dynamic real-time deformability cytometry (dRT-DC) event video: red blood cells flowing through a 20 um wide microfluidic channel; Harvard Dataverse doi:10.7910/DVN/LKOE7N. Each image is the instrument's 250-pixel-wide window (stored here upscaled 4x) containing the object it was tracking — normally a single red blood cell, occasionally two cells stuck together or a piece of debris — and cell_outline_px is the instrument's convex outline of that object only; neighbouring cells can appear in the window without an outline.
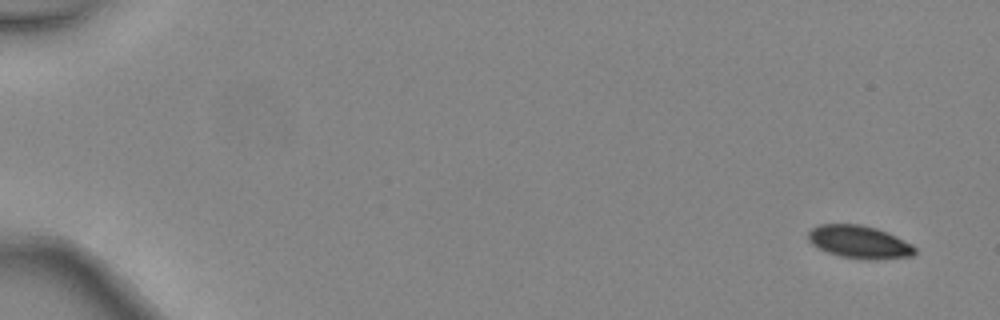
{"species": "common noctule bat (a hibernating species)", "species_latin": "Nyctalus noctula", "temperature_condition": "warm", "stored_images_in_passage": 4, "camera_frame_rate_fps": 3000, "um_per_image_px": 0.085, "animal": {"sex": "female", "body_mass_g": 24.6, "forearm_length_mm": 56.2}, "frame": {"image": 1, "passage_image": 1, "time_ms": 0.0, "image_size_px": [1000, 320], "cell_outline_px": [[916, 252], [912, 256], [872, 260], [840, 256], [828, 252], [812, 244], [808, 240], [808, 232], [812, 228], [820, 224], [860, 224], [876, 228], [896, 236], [912, 244], [916, 248]], "centroid_in_image_um": [73.05, 20.56], "position_along_channel_um": 12.0, "area_um2": 20.29}}
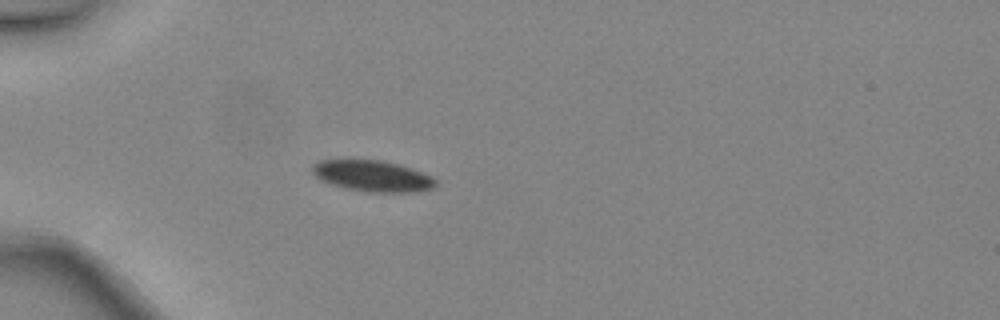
{"frame": {"image": 2, "passage_image": 4, "time_ms": 1.0, "image_size_px": [1000, 320], "cell_outline_px": [[436, 184], [432, 188], [416, 192], [364, 192], [344, 188], [320, 180], [312, 172], [312, 164], [320, 160], [380, 160], [412, 168], [436, 180]], "centroid_in_image_um": [31.62, 14.97], "position_along_channel_um": 53.4, "area_um2": 22.2}}